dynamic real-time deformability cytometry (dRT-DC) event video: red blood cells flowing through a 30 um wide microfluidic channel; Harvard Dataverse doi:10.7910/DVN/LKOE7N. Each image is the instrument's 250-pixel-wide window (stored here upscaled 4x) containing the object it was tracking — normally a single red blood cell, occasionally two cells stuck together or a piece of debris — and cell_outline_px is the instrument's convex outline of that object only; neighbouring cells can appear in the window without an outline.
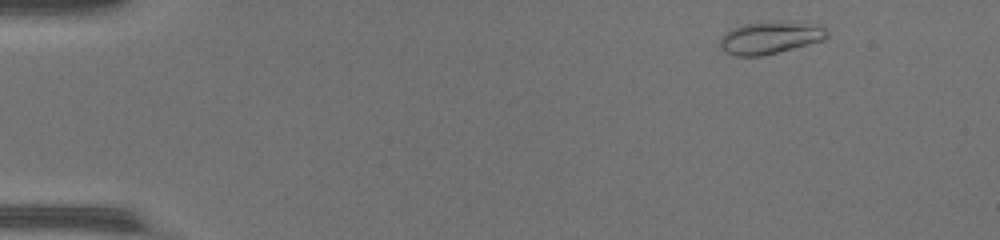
{"species": "common noctule bat (a hibernating species)", "species_latin": "Nyctalus noctula", "temperature_condition": "warm", "stored_images_in_passage": 48, "camera_frame_rate_fps": 3000, "um_per_image_px": 0.085, "animal": {"sex": "female", "body_mass_g": 17.0, "forearm_length_mm": 48.0}, "frame": {"image": 1, "passage_image": 3, "time_ms": 0.667, "image_size_px": [1000, 240], "cell_outline_px": [[828, 36], [824, 40], [760, 56], [736, 56], [724, 52], [720, 48], [720, 36], [724, 32], [732, 28], [744, 24], [776, 20], [824, 28], [828, 32]], "centroid_in_image_um": [65.35, 3.21], "position_along_channel_um": 19.6, "area_um2": 19.88}}
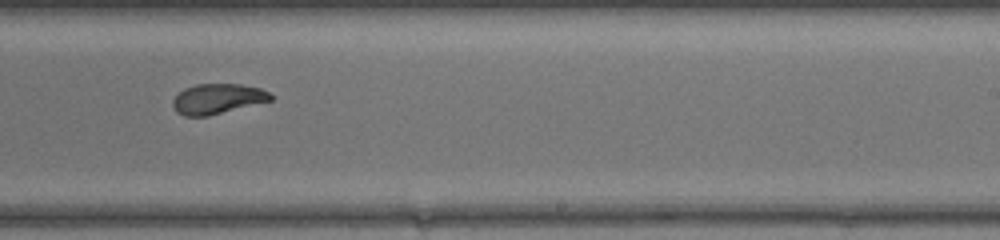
{"frame": {"image": 2, "passage_image": 30, "time_ms": 9.667, "image_size_px": [1000, 240], "cell_outline_px": [[272, 100], [208, 116], [184, 116], [176, 112], [172, 104], [172, 100], [184, 88], [196, 84], [240, 84], [260, 88], [268, 92], [272, 96]], "centroid_in_image_um": [18.46, 8.4], "position_along_channel_um": 270.5, "area_um2": 17.11}}
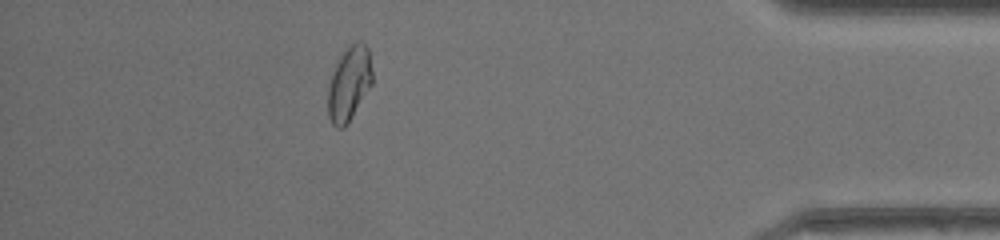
{"frame": {"image": 3, "passage_image": 43, "time_ms": 14.0, "image_size_px": [1000, 240], "cell_outline_px": [[372, 84], [344, 128], [336, 128], [332, 124], [328, 116], [328, 84], [332, 72], [340, 56], [348, 44], [356, 40], [360, 40], [368, 48], [372, 72]], "centroid_in_image_um": [29.66, 7.07], "position_along_channel_um": 405.5, "area_um2": 19.25}}